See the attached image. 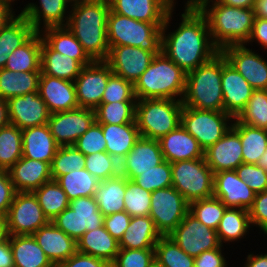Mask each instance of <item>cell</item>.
Wrapping results in <instances>:
<instances>
[{"instance_id": "cell-63", "label": "cell", "mask_w": 267, "mask_h": 267, "mask_svg": "<svg viewBox=\"0 0 267 267\" xmlns=\"http://www.w3.org/2000/svg\"><path fill=\"white\" fill-rule=\"evenodd\" d=\"M0 267H14L13 252L9 239L0 244Z\"/></svg>"}, {"instance_id": "cell-32", "label": "cell", "mask_w": 267, "mask_h": 267, "mask_svg": "<svg viewBox=\"0 0 267 267\" xmlns=\"http://www.w3.org/2000/svg\"><path fill=\"white\" fill-rule=\"evenodd\" d=\"M160 237L161 234L149 215L132 217L119 242V248L154 249Z\"/></svg>"}, {"instance_id": "cell-29", "label": "cell", "mask_w": 267, "mask_h": 267, "mask_svg": "<svg viewBox=\"0 0 267 267\" xmlns=\"http://www.w3.org/2000/svg\"><path fill=\"white\" fill-rule=\"evenodd\" d=\"M68 3L71 2L69 0H40L39 7L34 3H28L20 13L28 19L36 32L42 33L43 31L40 30L42 19L43 28L67 25L69 17L64 15L69 6Z\"/></svg>"}, {"instance_id": "cell-53", "label": "cell", "mask_w": 267, "mask_h": 267, "mask_svg": "<svg viewBox=\"0 0 267 267\" xmlns=\"http://www.w3.org/2000/svg\"><path fill=\"white\" fill-rule=\"evenodd\" d=\"M111 267H155V249L119 248Z\"/></svg>"}, {"instance_id": "cell-39", "label": "cell", "mask_w": 267, "mask_h": 267, "mask_svg": "<svg viewBox=\"0 0 267 267\" xmlns=\"http://www.w3.org/2000/svg\"><path fill=\"white\" fill-rule=\"evenodd\" d=\"M233 122L231 128L241 139L243 163L258 164L267 148V129L248 126L236 119Z\"/></svg>"}, {"instance_id": "cell-66", "label": "cell", "mask_w": 267, "mask_h": 267, "mask_svg": "<svg viewBox=\"0 0 267 267\" xmlns=\"http://www.w3.org/2000/svg\"><path fill=\"white\" fill-rule=\"evenodd\" d=\"M218 3L238 8H254L256 0H216Z\"/></svg>"}, {"instance_id": "cell-28", "label": "cell", "mask_w": 267, "mask_h": 267, "mask_svg": "<svg viewBox=\"0 0 267 267\" xmlns=\"http://www.w3.org/2000/svg\"><path fill=\"white\" fill-rule=\"evenodd\" d=\"M58 148L48 124L22 130V157L51 165Z\"/></svg>"}, {"instance_id": "cell-20", "label": "cell", "mask_w": 267, "mask_h": 267, "mask_svg": "<svg viewBox=\"0 0 267 267\" xmlns=\"http://www.w3.org/2000/svg\"><path fill=\"white\" fill-rule=\"evenodd\" d=\"M213 196L219 198L227 208L249 210L256 193L241 180L235 170L214 173Z\"/></svg>"}, {"instance_id": "cell-71", "label": "cell", "mask_w": 267, "mask_h": 267, "mask_svg": "<svg viewBox=\"0 0 267 267\" xmlns=\"http://www.w3.org/2000/svg\"><path fill=\"white\" fill-rule=\"evenodd\" d=\"M171 10H173L174 0H162Z\"/></svg>"}, {"instance_id": "cell-44", "label": "cell", "mask_w": 267, "mask_h": 267, "mask_svg": "<svg viewBox=\"0 0 267 267\" xmlns=\"http://www.w3.org/2000/svg\"><path fill=\"white\" fill-rule=\"evenodd\" d=\"M22 157V130L9 123L0 128V170L8 171Z\"/></svg>"}, {"instance_id": "cell-40", "label": "cell", "mask_w": 267, "mask_h": 267, "mask_svg": "<svg viewBox=\"0 0 267 267\" xmlns=\"http://www.w3.org/2000/svg\"><path fill=\"white\" fill-rule=\"evenodd\" d=\"M41 46V32H36L9 55L4 68L15 72L41 71Z\"/></svg>"}, {"instance_id": "cell-8", "label": "cell", "mask_w": 267, "mask_h": 267, "mask_svg": "<svg viewBox=\"0 0 267 267\" xmlns=\"http://www.w3.org/2000/svg\"><path fill=\"white\" fill-rule=\"evenodd\" d=\"M172 186L190 204L213 196L214 173L205 157L171 163Z\"/></svg>"}, {"instance_id": "cell-26", "label": "cell", "mask_w": 267, "mask_h": 267, "mask_svg": "<svg viewBox=\"0 0 267 267\" xmlns=\"http://www.w3.org/2000/svg\"><path fill=\"white\" fill-rule=\"evenodd\" d=\"M8 172L17 192H33L52 179L49 163L25 157H21Z\"/></svg>"}, {"instance_id": "cell-22", "label": "cell", "mask_w": 267, "mask_h": 267, "mask_svg": "<svg viewBox=\"0 0 267 267\" xmlns=\"http://www.w3.org/2000/svg\"><path fill=\"white\" fill-rule=\"evenodd\" d=\"M38 94L51 114L79 107L73 81L41 74Z\"/></svg>"}, {"instance_id": "cell-72", "label": "cell", "mask_w": 267, "mask_h": 267, "mask_svg": "<svg viewBox=\"0 0 267 267\" xmlns=\"http://www.w3.org/2000/svg\"><path fill=\"white\" fill-rule=\"evenodd\" d=\"M13 1H15V0H0V4L11 6V2H13Z\"/></svg>"}, {"instance_id": "cell-48", "label": "cell", "mask_w": 267, "mask_h": 267, "mask_svg": "<svg viewBox=\"0 0 267 267\" xmlns=\"http://www.w3.org/2000/svg\"><path fill=\"white\" fill-rule=\"evenodd\" d=\"M50 167L52 180H57L72 170L85 168V155L74 145L59 146Z\"/></svg>"}, {"instance_id": "cell-7", "label": "cell", "mask_w": 267, "mask_h": 267, "mask_svg": "<svg viewBox=\"0 0 267 267\" xmlns=\"http://www.w3.org/2000/svg\"><path fill=\"white\" fill-rule=\"evenodd\" d=\"M182 108L179 98L137 100L135 121L140 136L159 140L167 135L181 124Z\"/></svg>"}, {"instance_id": "cell-12", "label": "cell", "mask_w": 267, "mask_h": 267, "mask_svg": "<svg viewBox=\"0 0 267 267\" xmlns=\"http://www.w3.org/2000/svg\"><path fill=\"white\" fill-rule=\"evenodd\" d=\"M5 221L8 235H32L50 222L33 192H16Z\"/></svg>"}, {"instance_id": "cell-10", "label": "cell", "mask_w": 267, "mask_h": 267, "mask_svg": "<svg viewBox=\"0 0 267 267\" xmlns=\"http://www.w3.org/2000/svg\"><path fill=\"white\" fill-rule=\"evenodd\" d=\"M51 222L77 241L86 231L103 226L104 216L93 196L79 197L70 201L69 206Z\"/></svg>"}, {"instance_id": "cell-55", "label": "cell", "mask_w": 267, "mask_h": 267, "mask_svg": "<svg viewBox=\"0 0 267 267\" xmlns=\"http://www.w3.org/2000/svg\"><path fill=\"white\" fill-rule=\"evenodd\" d=\"M74 146L85 156L98 152H106V140L102 132L101 124L96 121L80 136Z\"/></svg>"}, {"instance_id": "cell-27", "label": "cell", "mask_w": 267, "mask_h": 267, "mask_svg": "<svg viewBox=\"0 0 267 267\" xmlns=\"http://www.w3.org/2000/svg\"><path fill=\"white\" fill-rule=\"evenodd\" d=\"M108 1L112 12L147 23H164L171 10L162 0Z\"/></svg>"}, {"instance_id": "cell-62", "label": "cell", "mask_w": 267, "mask_h": 267, "mask_svg": "<svg viewBox=\"0 0 267 267\" xmlns=\"http://www.w3.org/2000/svg\"><path fill=\"white\" fill-rule=\"evenodd\" d=\"M252 40L258 41L265 50L267 49V19L255 17L252 33L248 43L249 41L254 42Z\"/></svg>"}, {"instance_id": "cell-43", "label": "cell", "mask_w": 267, "mask_h": 267, "mask_svg": "<svg viewBox=\"0 0 267 267\" xmlns=\"http://www.w3.org/2000/svg\"><path fill=\"white\" fill-rule=\"evenodd\" d=\"M39 205L49 221L69 206L67 194L56 180L45 182L40 188L33 191Z\"/></svg>"}, {"instance_id": "cell-14", "label": "cell", "mask_w": 267, "mask_h": 267, "mask_svg": "<svg viewBox=\"0 0 267 267\" xmlns=\"http://www.w3.org/2000/svg\"><path fill=\"white\" fill-rule=\"evenodd\" d=\"M95 121L94 109L78 107L50 114L47 124L59 146H70L74 145Z\"/></svg>"}, {"instance_id": "cell-37", "label": "cell", "mask_w": 267, "mask_h": 267, "mask_svg": "<svg viewBox=\"0 0 267 267\" xmlns=\"http://www.w3.org/2000/svg\"><path fill=\"white\" fill-rule=\"evenodd\" d=\"M125 191L126 177L121 174L98 183L93 197L104 217L124 211Z\"/></svg>"}, {"instance_id": "cell-21", "label": "cell", "mask_w": 267, "mask_h": 267, "mask_svg": "<svg viewBox=\"0 0 267 267\" xmlns=\"http://www.w3.org/2000/svg\"><path fill=\"white\" fill-rule=\"evenodd\" d=\"M164 157L156 139L140 137L131 151L119 162L120 174L129 180L162 163Z\"/></svg>"}, {"instance_id": "cell-9", "label": "cell", "mask_w": 267, "mask_h": 267, "mask_svg": "<svg viewBox=\"0 0 267 267\" xmlns=\"http://www.w3.org/2000/svg\"><path fill=\"white\" fill-rule=\"evenodd\" d=\"M234 119L224 111L200 110L191 107L182 108L181 125L198 141L205 151L219 141L232 127L227 124Z\"/></svg>"}, {"instance_id": "cell-16", "label": "cell", "mask_w": 267, "mask_h": 267, "mask_svg": "<svg viewBox=\"0 0 267 267\" xmlns=\"http://www.w3.org/2000/svg\"><path fill=\"white\" fill-rule=\"evenodd\" d=\"M155 56L154 53L142 50L140 47L114 46L109 47L105 62L113 74L134 84Z\"/></svg>"}, {"instance_id": "cell-13", "label": "cell", "mask_w": 267, "mask_h": 267, "mask_svg": "<svg viewBox=\"0 0 267 267\" xmlns=\"http://www.w3.org/2000/svg\"><path fill=\"white\" fill-rule=\"evenodd\" d=\"M191 257H197L204 251L223 246L220 244L216 230L207 227L190 212L168 235Z\"/></svg>"}, {"instance_id": "cell-2", "label": "cell", "mask_w": 267, "mask_h": 267, "mask_svg": "<svg viewBox=\"0 0 267 267\" xmlns=\"http://www.w3.org/2000/svg\"><path fill=\"white\" fill-rule=\"evenodd\" d=\"M68 29L93 61H105L109 52L107 18L108 0H83L70 5Z\"/></svg>"}, {"instance_id": "cell-46", "label": "cell", "mask_w": 267, "mask_h": 267, "mask_svg": "<svg viewBox=\"0 0 267 267\" xmlns=\"http://www.w3.org/2000/svg\"><path fill=\"white\" fill-rule=\"evenodd\" d=\"M137 101L101 103L95 109V119L99 124H127L135 121Z\"/></svg>"}, {"instance_id": "cell-70", "label": "cell", "mask_w": 267, "mask_h": 267, "mask_svg": "<svg viewBox=\"0 0 267 267\" xmlns=\"http://www.w3.org/2000/svg\"><path fill=\"white\" fill-rule=\"evenodd\" d=\"M258 165L263 167L265 170H267V148L262 158L260 159V162L258 163Z\"/></svg>"}, {"instance_id": "cell-17", "label": "cell", "mask_w": 267, "mask_h": 267, "mask_svg": "<svg viewBox=\"0 0 267 267\" xmlns=\"http://www.w3.org/2000/svg\"><path fill=\"white\" fill-rule=\"evenodd\" d=\"M227 61L255 89L267 90V62L243 45H229L221 50Z\"/></svg>"}, {"instance_id": "cell-59", "label": "cell", "mask_w": 267, "mask_h": 267, "mask_svg": "<svg viewBox=\"0 0 267 267\" xmlns=\"http://www.w3.org/2000/svg\"><path fill=\"white\" fill-rule=\"evenodd\" d=\"M16 192L9 172L0 170V218L5 219Z\"/></svg>"}, {"instance_id": "cell-41", "label": "cell", "mask_w": 267, "mask_h": 267, "mask_svg": "<svg viewBox=\"0 0 267 267\" xmlns=\"http://www.w3.org/2000/svg\"><path fill=\"white\" fill-rule=\"evenodd\" d=\"M249 211L243 208H226L216 229L220 244L242 238L251 227ZM223 241V242H222Z\"/></svg>"}, {"instance_id": "cell-31", "label": "cell", "mask_w": 267, "mask_h": 267, "mask_svg": "<svg viewBox=\"0 0 267 267\" xmlns=\"http://www.w3.org/2000/svg\"><path fill=\"white\" fill-rule=\"evenodd\" d=\"M101 126L106 140V152L119 162L141 137L136 122L120 125L101 124Z\"/></svg>"}, {"instance_id": "cell-11", "label": "cell", "mask_w": 267, "mask_h": 267, "mask_svg": "<svg viewBox=\"0 0 267 267\" xmlns=\"http://www.w3.org/2000/svg\"><path fill=\"white\" fill-rule=\"evenodd\" d=\"M189 212V203L172 186L151 193L150 218L161 236H168Z\"/></svg>"}, {"instance_id": "cell-50", "label": "cell", "mask_w": 267, "mask_h": 267, "mask_svg": "<svg viewBox=\"0 0 267 267\" xmlns=\"http://www.w3.org/2000/svg\"><path fill=\"white\" fill-rule=\"evenodd\" d=\"M151 192L126 178L124 211L131 217L146 216L150 213Z\"/></svg>"}, {"instance_id": "cell-24", "label": "cell", "mask_w": 267, "mask_h": 267, "mask_svg": "<svg viewBox=\"0 0 267 267\" xmlns=\"http://www.w3.org/2000/svg\"><path fill=\"white\" fill-rule=\"evenodd\" d=\"M32 236L55 267L77 252L76 241L51 221Z\"/></svg>"}, {"instance_id": "cell-34", "label": "cell", "mask_w": 267, "mask_h": 267, "mask_svg": "<svg viewBox=\"0 0 267 267\" xmlns=\"http://www.w3.org/2000/svg\"><path fill=\"white\" fill-rule=\"evenodd\" d=\"M43 31V40L56 52L77 60L83 67L93 62L67 26L48 27Z\"/></svg>"}, {"instance_id": "cell-69", "label": "cell", "mask_w": 267, "mask_h": 267, "mask_svg": "<svg viewBox=\"0 0 267 267\" xmlns=\"http://www.w3.org/2000/svg\"><path fill=\"white\" fill-rule=\"evenodd\" d=\"M8 236L6 221L5 219L0 218V244L5 242L8 239Z\"/></svg>"}, {"instance_id": "cell-60", "label": "cell", "mask_w": 267, "mask_h": 267, "mask_svg": "<svg viewBox=\"0 0 267 267\" xmlns=\"http://www.w3.org/2000/svg\"><path fill=\"white\" fill-rule=\"evenodd\" d=\"M56 267H111V264L103 259L76 252Z\"/></svg>"}, {"instance_id": "cell-67", "label": "cell", "mask_w": 267, "mask_h": 267, "mask_svg": "<svg viewBox=\"0 0 267 267\" xmlns=\"http://www.w3.org/2000/svg\"><path fill=\"white\" fill-rule=\"evenodd\" d=\"M254 13L257 18L267 19V0H256Z\"/></svg>"}, {"instance_id": "cell-61", "label": "cell", "mask_w": 267, "mask_h": 267, "mask_svg": "<svg viewBox=\"0 0 267 267\" xmlns=\"http://www.w3.org/2000/svg\"><path fill=\"white\" fill-rule=\"evenodd\" d=\"M221 247L204 251L194 258V267H227Z\"/></svg>"}, {"instance_id": "cell-15", "label": "cell", "mask_w": 267, "mask_h": 267, "mask_svg": "<svg viewBox=\"0 0 267 267\" xmlns=\"http://www.w3.org/2000/svg\"><path fill=\"white\" fill-rule=\"evenodd\" d=\"M113 74L105 61L84 66L74 81L79 107L96 109L102 101L109 77Z\"/></svg>"}, {"instance_id": "cell-51", "label": "cell", "mask_w": 267, "mask_h": 267, "mask_svg": "<svg viewBox=\"0 0 267 267\" xmlns=\"http://www.w3.org/2000/svg\"><path fill=\"white\" fill-rule=\"evenodd\" d=\"M132 181L151 193L158 189L172 187L171 163L164 160L136 176Z\"/></svg>"}, {"instance_id": "cell-49", "label": "cell", "mask_w": 267, "mask_h": 267, "mask_svg": "<svg viewBox=\"0 0 267 267\" xmlns=\"http://www.w3.org/2000/svg\"><path fill=\"white\" fill-rule=\"evenodd\" d=\"M226 206L219 198L214 196L193 201L189 204V212L194 215L201 224L216 230L221 221Z\"/></svg>"}, {"instance_id": "cell-52", "label": "cell", "mask_w": 267, "mask_h": 267, "mask_svg": "<svg viewBox=\"0 0 267 267\" xmlns=\"http://www.w3.org/2000/svg\"><path fill=\"white\" fill-rule=\"evenodd\" d=\"M85 169L99 181H104L120 174L119 161L107 152L86 155Z\"/></svg>"}, {"instance_id": "cell-6", "label": "cell", "mask_w": 267, "mask_h": 267, "mask_svg": "<svg viewBox=\"0 0 267 267\" xmlns=\"http://www.w3.org/2000/svg\"><path fill=\"white\" fill-rule=\"evenodd\" d=\"M163 25L134 20L110 10L107 18L108 45L140 47L158 55L162 52Z\"/></svg>"}, {"instance_id": "cell-56", "label": "cell", "mask_w": 267, "mask_h": 267, "mask_svg": "<svg viewBox=\"0 0 267 267\" xmlns=\"http://www.w3.org/2000/svg\"><path fill=\"white\" fill-rule=\"evenodd\" d=\"M235 171L255 193L267 190V170L258 164L242 163Z\"/></svg>"}, {"instance_id": "cell-35", "label": "cell", "mask_w": 267, "mask_h": 267, "mask_svg": "<svg viewBox=\"0 0 267 267\" xmlns=\"http://www.w3.org/2000/svg\"><path fill=\"white\" fill-rule=\"evenodd\" d=\"M14 267H55L32 235H9Z\"/></svg>"}, {"instance_id": "cell-57", "label": "cell", "mask_w": 267, "mask_h": 267, "mask_svg": "<svg viewBox=\"0 0 267 267\" xmlns=\"http://www.w3.org/2000/svg\"><path fill=\"white\" fill-rule=\"evenodd\" d=\"M251 225L259 226L260 230L267 233V190L256 193L252 207L248 210Z\"/></svg>"}, {"instance_id": "cell-30", "label": "cell", "mask_w": 267, "mask_h": 267, "mask_svg": "<svg viewBox=\"0 0 267 267\" xmlns=\"http://www.w3.org/2000/svg\"><path fill=\"white\" fill-rule=\"evenodd\" d=\"M77 252L103 259L112 264L119 251V242L101 226L86 231L77 241Z\"/></svg>"}, {"instance_id": "cell-54", "label": "cell", "mask_w": 267, "mask_h": 267, "mask_svg": "<svg viewBox=\"0 0 267 267\" xmlns=\"http://www.w3.org/2000/svg\"><path fill=\"white\" fill-rule=\"evenodd\" d=\"M137 101L132 82L112 74L107 82L101 103Z\"/></svg>"}, {"instance_id": "cell-25", "label": "cell", "mask_w": 267, "mask_h": 267, "mask_svg": "<svg viewBox=\"0 0 267 267\" xmlns=\"http://www.w3.org/2000/svg\"><path fill=\"white\" fill-rule=\"evenodd\" d=\"M158 141L164 160L170 163L204 158L198 141L181 124Z\"/></svg>"}, {"instance_id": "cell-5", "label": "cell", "mask_w": 267, "mask_h": 267, "mask_svg": "<svg viewBox=\"0 0 267 267\" xmlns=\"http://www.w3.org/2000/svg\"><path fill=\"white\" fill-rule=\"evenodd\" d=\"M222 78V52L208 62L187 72L182 104L200 110L224 111Z\"/></svg>"}, {"instance_id": "cell-3", "label": "cell", "mask_w": 267, "mask_h": 267, "mask_svg": "<svg viewBox=\"0 0 267 267\" xmlns=\"http://www.w3.org/2000/svg\"><path fill=\"white\" fill-rule=\"evenodd\" d=\"M196 7L205 16L212 42L220 51L248 42L255 20L254 8L228 6L216 0H197Z\"/></svg>"}, {"instance_id": "cell-47", "label": "cell", "mask_w": 267, "mask_h": 267, "mask_svg": "<svg viewBox=\"0 0 267 267\" xmlns=\"http://www.w3.org/2000/svg\"><path fill=\"white\" fill-rule=\"evenodd\" d=\"M234 119L248 126L267 129V90H254L245 108Z\"/></svg>"}, {"instance_id": "cell-38", "label": "cell", "mask_w": 267, "mask_h": 267, "mask_svg": "<svg viewBox=\"0 0 267 267\" xmlns=\"http://www.w3.org/2000/svg\"><path fill=\"white\" fill-rule=\"evenodd\" d=\"M41 71L15 72L0 69V98L8 100L15 96L38 92Z\"/></svg>"}, {"instance_id": "cell-33", "label": "cell", "mask_w": 267, "mask_h": 267, "mask_svg": "<svg viewBox=\"0 0 267 267\" xmlns=\"http://www.w3.org/2000/svg\"><path fill=\"white\" fill-rule=\"evenodd\" d=\"M36 31L21 13L7 23L0 31V69L4 68L9 55L25 44Z\"/></svg>"}, {"instance_id": "cell-36", "label": "cell", "mask_w": 267, "mask_h": 267, "mask_svg": "<svg viewBox=\"0 0 267 267\" xmlns=\"http://www.w3.org/2000/svg\"><path fill=\"white\" fill-rule=\"evenodd\" d=\"M82 68L77 60L56 52L42 38L41 74L74 82Z\"/></svg>"}, {"instance_id": "cell-73", "label": "cell", "mask_w": 267, "mask_h": 267, "mask_svg": "<svg viewBox=\"0 0 267 267\" xmlns=\"http://www.w3.org/2000/svg\"><path fill=\"white\" fill-rule=\"evenodd\" d=\"M71 3L79 2L80 0H69Z\"/></svg>"}, {"instance_id": "cell-19", "label": "cell", "mask_w": 267, "mask_h": 267, "mask_svg": "<svg viewBox=\"0 0 267 267\" xmlns=\"http://www.w3.org/2000/svg\"><path fill=\"white\" fill-rule=\"evenodd\" d=\"M224 112L236 118L245 108L255 90L222 54V78Z\"/></svg>"}, {"instance_id": "cell-65", "label": "cell", "mask_w": 267, "mask_h": 267, "mask_svg": "<svg viewBox=\"0 0 267 267\" xmlns=\"http://www.w3.org/2000/svg\"><path fill=\"white\" fill-rule=\"evenodd\" d=\"M12 10V6H7L4 4H0V31L2 28L9 23L15 16Z\"/></svg>"}, {"instance_id": "cell-45", "label": "cell", "mask_w": 267, "mask_h": 267, "mask_svg": "<svg viewBox=\"0 0 267 267\" xmlns=\"http://www.w3.org/2000/svg\"><path fill=\"white\" fill-rule=\"evenodd\" d=\"M155 267H194V257L186 254L169 236L155 245Z\"/></svg>"}, {"instance_id": "cell-64", "label": "cell", "mask_w": 267, "mask_h": 267, "mask_svg": "<svg viewBox=\"0 0 267 267\" xmlns=\"http://www.w3.org/2000/svg\"><path fill=\"white\" fill-rule=\"evenodd\" d=\"M244 267H267V254L248 255Z\"/></svg>"}, {"instance_id": "cell-1", "label": "cell", "mask_w": 267, "mask_h": 267, "mask_svg": "<svg viewBox=\"0 0 267 267\" xmlns=\"http://www.w3.org/2000/svg\"><path fill=\"white\" fill-rule=\"evenodd\" d=\"M177 30L165 34L172 17L166 16L162 27V52L186 73L211 60L220 50L213 44L208 23L199 11L197 0H187Z\"/></svg>"}, {"instance_id": "cell-58", "label": "cell", "mask_w": 267, "mask_h": 267, "mask_svg": "<svg viewBox=\"0 0 267 267\" xmlns=\"http://www.w3.org/2000/svg\"><path fill=\"white\" fill-rule=\"evenodd\" d=\"M131 216L126 212H116L114 214L104 217L103 225L105 229L111 234V236L118 242L123 237L129 223L131 221Z\"/></svg>"}, {"instance_id": "cell-4", "label": "cell", "mask_w": 267, "mask_h": 267, "mask_svg": "<svg viewBox=\"0 0 267 267\" xmlns=\"http://www.w3.org/2000/svg\"><path fill=\"white\" fill-rule=\"evenodd\" d=\"M187 73L163 52L156 55L148 68L136 80L134 93L141 99H173L182 101Z\"/></svg>"}, {"instance_id": "cell-18", "label": "cell", "mask_w": 267, "mask_h": 267, "mask_svg": "<svg viewBox=\"0 0 267 267\" xmlns=\"http://www.w3.org/2000/svg\"><path fill=\"white\" fill-rule=\"evenodd\" d=\"M7 105L10 123L21 130L47 124L51 114L38 92L12 97Z\"/></svg>"}, {"instance_id": "cell-42", "label": "cell", "mask_w": 267, "mask_h": 267, "mask_svg": "<svg viewBox=\"0 0 267 267\" xmlns=\"http://www.w3.org/2000/svg\"><path fill=\"white\" fill-rule=\"evenodd\" d=\"M56 181L67 194L69 201L79 197L94 196L100 182L85 168L72 170L70 173L60 176Z\"/></svg>"}, {"instance_id": "cell-23", "label": "cell", "mask_w": 267, "mask_h": 267, "mask_svg": "<svg viewBox=\"0 0 267 267\" xmlns=\"http://www.w3.org/2000/svg\"><path fill=\"white\" fill-rule=\"evenodd\" d=\"M204 157L213 173L235 170L243 163L240 136L230 128L219 141L204 151Z\"/></svg>"}, {"instance_id": "cell-68", "label": "cell", "mask_w": 267, "mask_h": 267, "mask_svg": "<svg viewBox=\"0 0 267 267\" xmlns=\"http://www.w3.org/2000/svg\"><path fill=\"white\" fill-rule=\"evenodd\" d=\"M9 123L7 100L0 98V128L8 125Z\"/></svg>"}]
</instances>
